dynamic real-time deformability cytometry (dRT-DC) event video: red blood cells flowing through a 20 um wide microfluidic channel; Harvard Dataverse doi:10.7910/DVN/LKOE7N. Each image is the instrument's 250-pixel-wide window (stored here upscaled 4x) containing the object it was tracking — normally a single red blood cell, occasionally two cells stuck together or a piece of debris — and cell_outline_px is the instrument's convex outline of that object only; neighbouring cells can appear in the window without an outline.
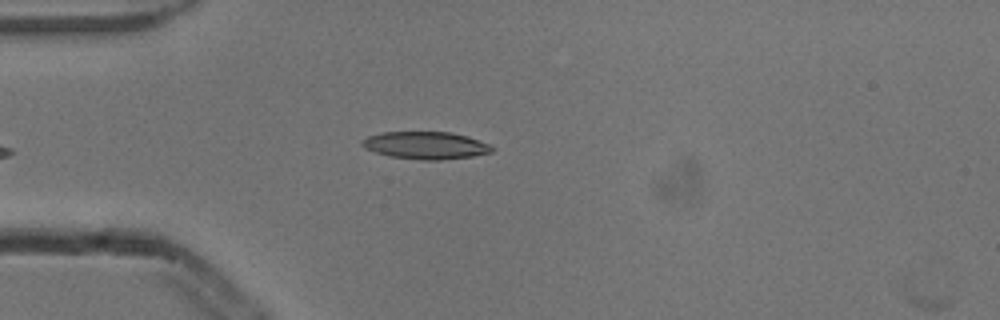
{"species": "common noctule bat (a hibernating species)", "species_latin": "Nyctalus noctula", "temperature_condition": "cold", "stored_images_in_passage": 4, "camera_frame_rate_fps": 3000, "um_per_image_px": 0.085, "animal": {"sex": "male", "body_mass_g": 13.3}, "frame": {"image": 1, "passage_image": 4, "time_ms": 1.0, "image_size_px": [1000, 320], "cell_outline_px": [[496, 148], [492, 152], [472, 156], [440, 160], [424, 160], [388, 156], [364, 148], [360, 144], [360, 140], [368, 136], [380, 132], [452, 132], [468, 136], [488, 144]], "centroid_in_image_um": [36.16, 12.35], "position_along_channel_um": 48.8, "area_um2": 20.87}}